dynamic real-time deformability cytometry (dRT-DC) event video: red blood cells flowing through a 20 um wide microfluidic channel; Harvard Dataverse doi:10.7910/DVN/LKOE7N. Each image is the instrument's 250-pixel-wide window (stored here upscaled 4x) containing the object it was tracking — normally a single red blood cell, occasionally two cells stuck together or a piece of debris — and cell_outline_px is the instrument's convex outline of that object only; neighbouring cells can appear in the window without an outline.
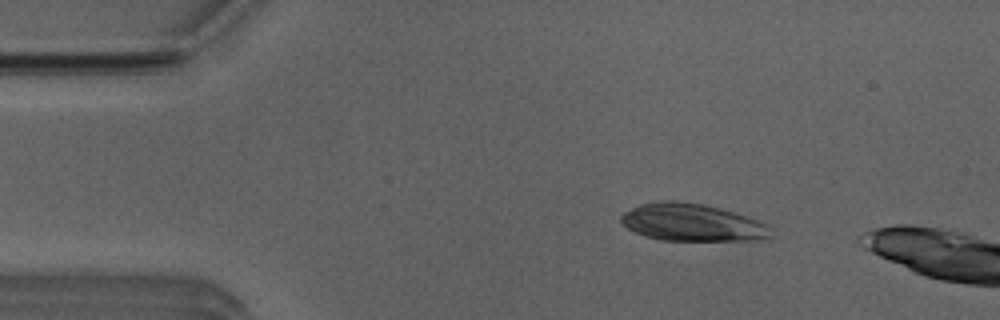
{"species": "Egyptian fruit bat (a non-hibernating species)", "species_latin": "Rousettus aegyptiacus", "temperature_condition": "room temperature", "stored_images_in_passage": 13, "camera_frame_rate_fps": 3000, "um_per_image_px": 0.085, "animal": {"sex": "male"}, "frame": {"image": 1, "passage_image": 8, "time_ms": 2.333, "image_size_px": [1000, 320], "cell_outline_px": [[776, 236], [756, 240], [660, 240], [644, 236], [628, 228], [620, 220], [620, 216], [624, 212], [640, 204], [660, 200], [672, 200], [704, 204], [720, 208], [768, 224], [772, 228]], "centroid_in_image_um": [58.85, 18.91], "position_along_channel_um": 26.1, "area_um2": 32.71}}